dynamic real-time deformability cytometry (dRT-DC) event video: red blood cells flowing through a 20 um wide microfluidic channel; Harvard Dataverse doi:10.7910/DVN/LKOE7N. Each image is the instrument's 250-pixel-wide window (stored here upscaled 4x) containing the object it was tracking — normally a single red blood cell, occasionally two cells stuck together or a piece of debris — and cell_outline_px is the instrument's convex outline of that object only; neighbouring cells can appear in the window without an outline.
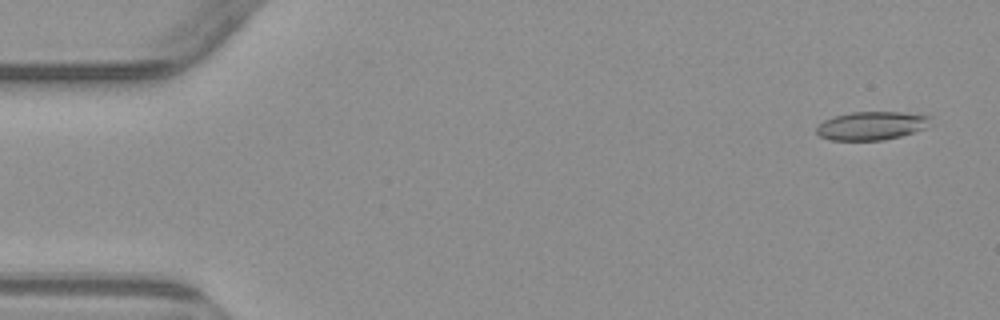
{"species": "common noctule bat (a hibernating species)", "species_latin": "Nyctalus noctula", "temperature_condition": "warm", "stored_images_in_passage": 4, "camera_frame_rate_fps": 3000, "um_per_image_px": 0.085, "animal": {"sex": "male", "body_mass_g": 23.1, "forearm_length_mm": 52.7}, "frame": {"image": 1, "passage_image": 1, "time_ms": 0.0, "image_size_px": [1000, 320], "cell_outline_px": [[932, 116], [924, 128], [900, 136], [884, 140], [832, 140], [820, 136], [816, 132], [816, 128], [824, 120], [832, 116], [852, 112], [900, 112]], "centroid_in_image_um": [74.03, 10.68], "position_along_channel_um": 11.0, "area_um2": 18.67}}
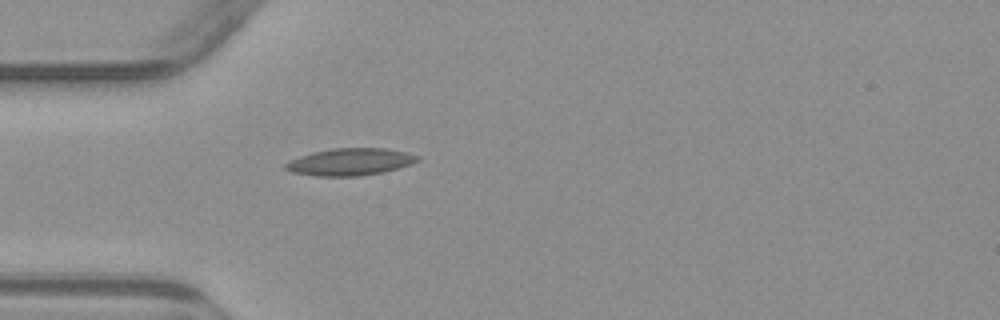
{"frame": {"image": 2, "passage_image": 4, "time_ms": 4.333, "image_size_px": [1000, 320], "cell_outline_px": [[420, 160], [412, 164], [384, 172], [356, 176], [316, 176], [292, 172], [284, 168], [284, 164], [288, 160], [312, 152], [332, 148], [384, 148], [404, 152], [420, 156]], "centroid_in_image_um": [29.75, 13.76], "position_along_channel_um": 55.3, "area_um2": 20.92}}